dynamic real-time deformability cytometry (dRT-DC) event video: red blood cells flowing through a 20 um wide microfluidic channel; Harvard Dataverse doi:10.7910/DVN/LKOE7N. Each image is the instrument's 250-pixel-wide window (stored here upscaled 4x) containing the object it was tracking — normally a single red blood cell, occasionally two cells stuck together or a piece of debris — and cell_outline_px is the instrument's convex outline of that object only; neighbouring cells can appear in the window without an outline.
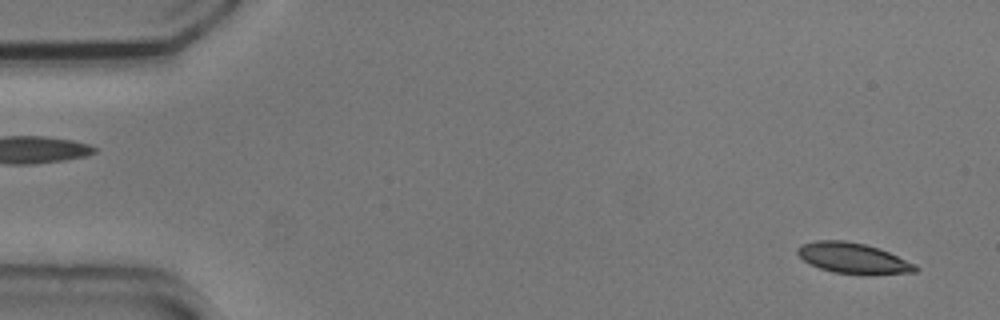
{"species": "common noctule bat (a hibernating species)", "species_latin": "Nyctalus noctula", "temperature_condition": "cold", "stored_images_in_passage": 46, "camera_frame_rate_fps": 3000, "um_per_image_px": 0.085, "animal": {"sex": "male", "body_mass_g": 20.5, "forearm_length_mm": 52.5}, "frame": {"image": 1, "passage_image": 2, "time_ms": 0.333, "image_size_px": [1000, 320], "cell_outline_px": [[920, 268], [916, 272], [868, 276], [860, 276], [832, 272], [820, 268], [804, 260], [796, 252], [796, 248], [804, 244], [816, 240], [844, 240], [864, 244], [880, 248], [916, 264]], "centroid_in_image_um": [72.58, 21.98], "position_along_channel_um": 12.4, "area_um2": 21.5}}
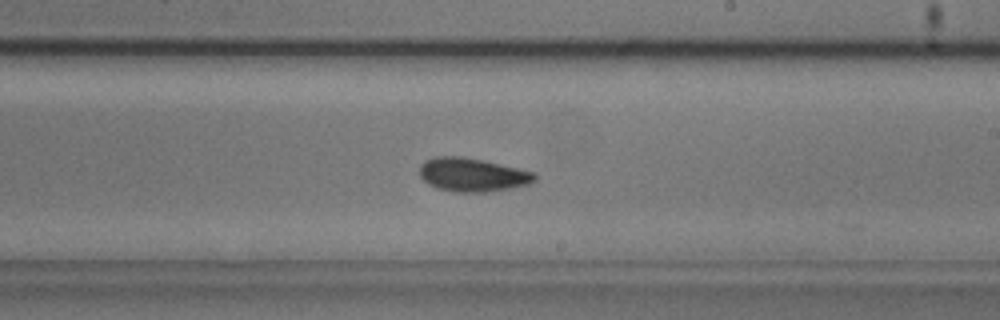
{"frame": {"image": 2, "passage_image": 31, "time_ms": 10.0, "image_size_px": [1000, 320], "cell_outline_px": [[536, 180], [528, 184], [508, 188], [484, 192], [456, 192], [436, 188], [428, 184], [420, 176], [420, 164], [424, 160], [436, 156], [460, 156], [480, 160], [536, 172]], "centroid_in_image_um": [40.12, 14.85], "position_along_channel_um": 248.9, "area_um2": 22.37}}
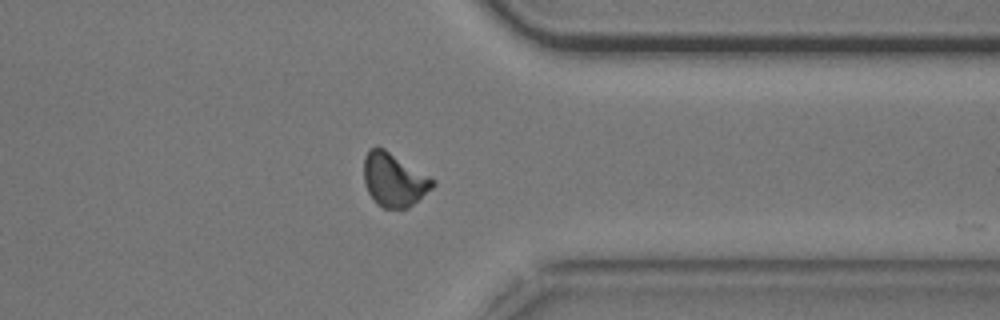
{"frame": {"image": 3, "passage_image": 42, "time_ms": 13.667, "image_size_px": [1000, 320], "cell_outline_px": [[436, 184], [432, 188], [408, 208], [384, 208], [376, 204], [368, 192], [364, 184], [364, 156], [368, 148], [376, 144], [384, 148], [436, 180]], "centroid_in_image_um": [33.46, 15.25], "position_along_channel_um": 377.9, "area_um2": 21.68}, "authors_computed_cell_mechanics": {"area_um2": 21.6172, "velocity_mm_per_s": 3.6684, "shape_relaxation_time_tau1_ms": 3.2154, "shape_relaxation_time_tau2_ms": 2.395, "deformation_change_tau1": 0.114, "deformation_change_tau2": 0.0659}}